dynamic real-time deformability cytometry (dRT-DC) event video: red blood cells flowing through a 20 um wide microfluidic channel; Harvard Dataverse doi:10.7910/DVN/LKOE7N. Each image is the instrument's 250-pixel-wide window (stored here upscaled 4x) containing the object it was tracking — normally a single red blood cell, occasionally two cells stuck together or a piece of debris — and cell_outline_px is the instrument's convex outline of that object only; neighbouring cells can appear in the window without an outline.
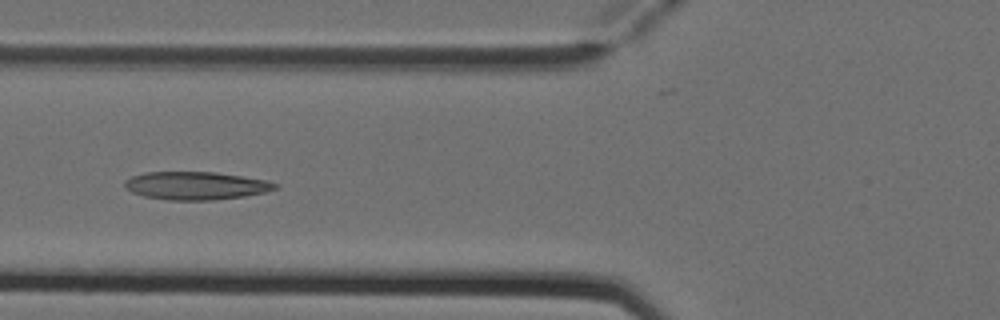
{"species": "Egyptian fruit bat (a non-hibernating species)", "species_latin": "Rousettus aegyptiacus", "temperature_condition": "cold", "stored_images_in_passage": 6, "camera_frame_rate_fps": 3000, "um_per_image_px": 0.085, "animal": {"sex": "female"}, "frame": {"image": 1, "passage_image": 4, "time_ms": 1.0, "image_size_px": [1000, 320], "cell_outline_px": [[280, 184], [276, 188], [264, 192], [244, 196], [212, 200], [168, 200], [144, 196], [132, 192], [124, 188], [124, 180], [132, 176], [144, 172], [216, 172], [268, 180]], "centroid_in_image_um": [16.63, 15.77], "position_along_channel_um": 109.2, "area_um2": 24.62}}
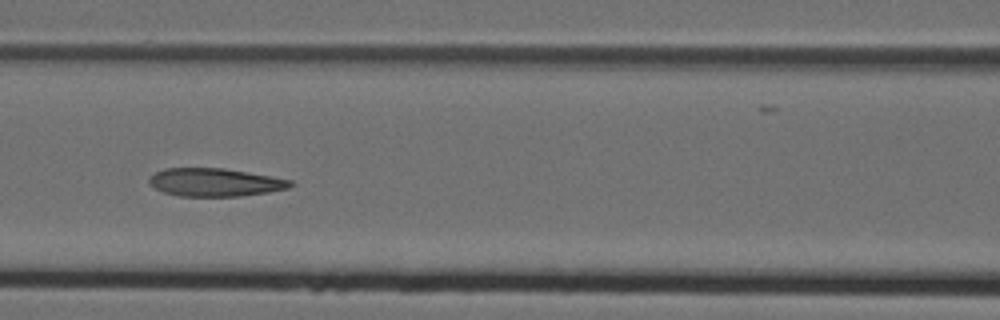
{"frame": {"image": 2, "passage_image": 5, "time_ms": 1.333, "image_size_px": [1000, 320], "cell_outline_px": [[296, 184], [288, 188], [268, 192], [240, 196], [180, 196], [164, 192], [148, 184], [148, 180], [156, 172], [164, 168], [224, 168], [272, 176], [292, 180]], "centroid_in_image_um": [18.3, 15.49], "position_along_channel_um": 148.3, "area_um2": 23.12}}
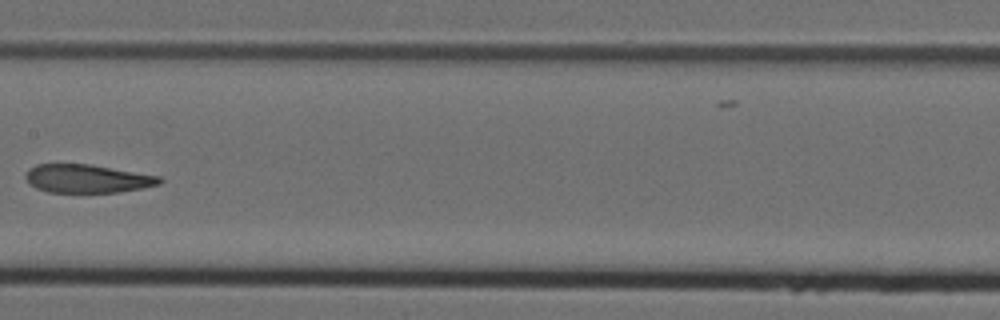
{"frame": {"image": 3, "passage_image": 6, "time_ms": 1.667, "image_size_px": [1000, 320], "cell_outline_px": [[164, 180], [160, 184], [144, 188], [116, 192], [48, 192], [36, 188], [28, 184], [24, 176], [28, 168], [36, 164], [92, 164], [160, 176]], "centroid_in_image_um": [7.4, 15.18], "position_along_channel_um": 200.0, "area_um2": 22.37}}